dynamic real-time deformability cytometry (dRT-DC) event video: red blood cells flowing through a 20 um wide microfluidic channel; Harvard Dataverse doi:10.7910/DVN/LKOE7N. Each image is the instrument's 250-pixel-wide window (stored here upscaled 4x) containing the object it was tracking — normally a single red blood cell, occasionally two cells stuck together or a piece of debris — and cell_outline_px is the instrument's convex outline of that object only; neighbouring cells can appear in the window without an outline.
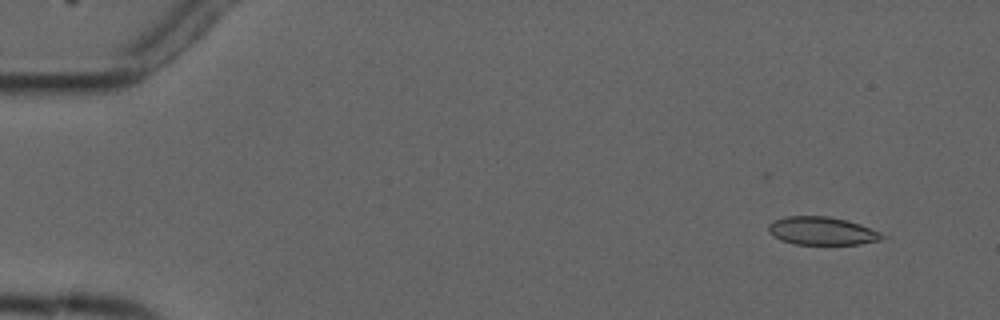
{"species": "common noctule bat (a hibernating species)", "species_latin": "Nyctalus noctula", "temperature_condition": "cold", "stored_images_in_passage": 8, "camera_frame_rate_fps": 3000, "um_per_image_px": 0.085, "animal": {"sex": "male", "forearm_length_mm": 52.5}, "frame": {"image": 1, "passage_image": 2, "time_ms": 1.333, "image_size_px": [1000, 320], "cell_outline_px": [[888, 236], [880, 240], [860, 244], [792, 244], [780, 240], [772, 236], [768, 232], [768, 224], [776, 220], [788, 216], [828, 216], [848, 220], [860, 224], [880, 232]], "centroid_in_image_um": [69.87, 19.63], "position_along_channel_um": 15.1, "area_um2": 18.73}}
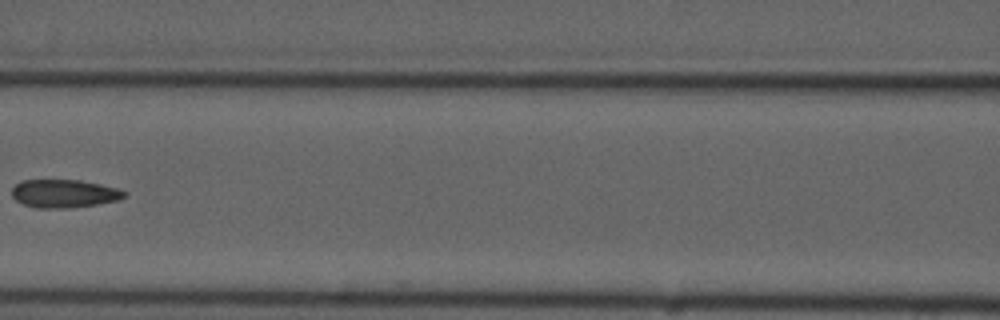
{"frame": {"image": 2, "passage_image": 7, "time_ms": 8.333, "image_size_px": [1000, 320], "cell_outline_px": [[128, 192], [124, 196], [116, 200], [96, 204], [68, 208], [36, 208], [24, 204], [16, 200], [12, 196], [12, 188], [20, 180], [80, 180], [100, 184], [116, 188]], "centroid_in_image_um": [5.41, 16.45], "position_along_channel_um": 161.2, "area_um2": 18.32}}
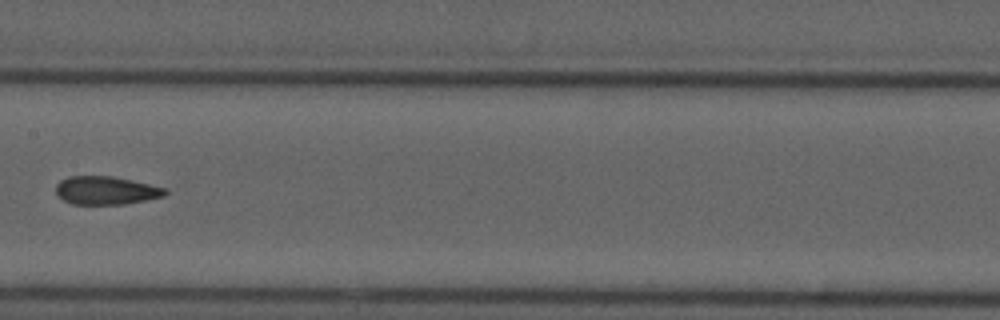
{"frame": {"image": 3, "passage_image": 8, "time_ms": 9.333, "image_size_px": [1000, 320], "cell_outline_px": [[168, 192], [164, 196], [124, 204], [72, 204], [64, 200], [56, 192], [56, 184], [60, 180], [68, 176], [112, 176], [132, 180], [168, 188]], "centroid_in_image_um": [9.02, 16.18], "position_along_channel_um": 198.4, "area_um2": 17.98}}